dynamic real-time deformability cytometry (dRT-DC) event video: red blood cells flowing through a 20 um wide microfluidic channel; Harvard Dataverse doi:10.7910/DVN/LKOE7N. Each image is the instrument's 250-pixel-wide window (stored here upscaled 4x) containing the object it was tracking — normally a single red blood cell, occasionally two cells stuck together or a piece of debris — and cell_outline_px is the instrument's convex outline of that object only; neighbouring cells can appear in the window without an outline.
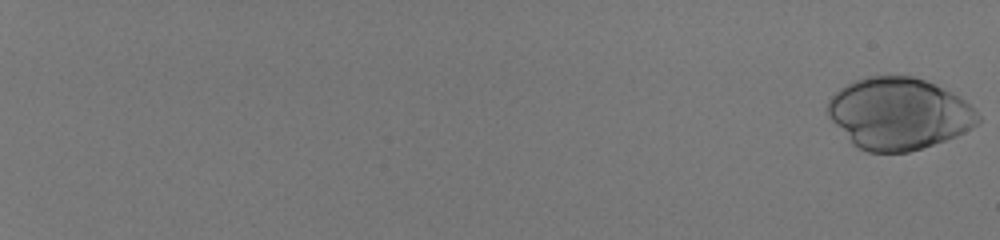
{"species": "human", "species_latin": "Homo sapiens", "temperature_condition": "room temperature", "stored_images_in_passage": 14, "camera_frame_rate_fps": 3000, "um_per_image_px": 0.085, "donor": {"sex": "male"}, "frame": {"image": 1, "passage_image": 1, "time_ms": 0.0, "image_size_px": [1000, 240], "cell_outline_px": [[980, 120], [972, 128], [956, 136], [908, 152], [868, 152], [852, 144], [828, 116], [828, 100], [840, 88], [856, 80], [868, 76], [912, 76], [924, 80], [960, 96], [980, 116]], "centroid_in_image_um": [76.38, 9.66], "position_along_channel_um": 8.6, "area_um2": 62.19}}